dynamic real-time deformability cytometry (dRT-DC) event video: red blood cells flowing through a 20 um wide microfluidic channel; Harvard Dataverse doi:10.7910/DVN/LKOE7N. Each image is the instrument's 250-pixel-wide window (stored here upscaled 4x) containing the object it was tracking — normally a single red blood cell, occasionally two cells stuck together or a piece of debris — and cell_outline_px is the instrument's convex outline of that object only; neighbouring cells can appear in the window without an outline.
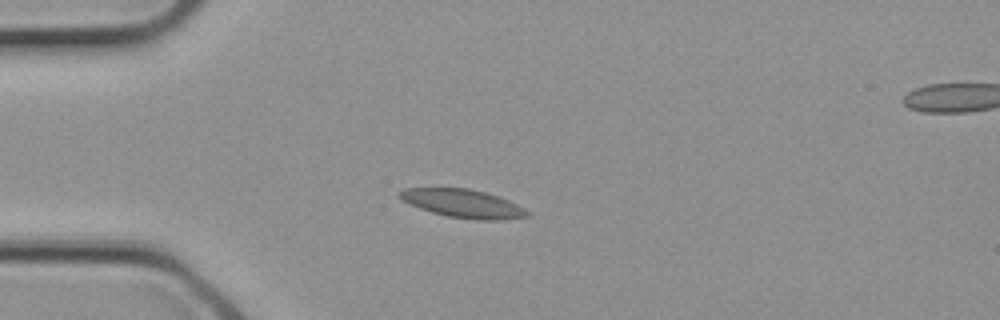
{"species": "common noctule bat (a hibernating species)", "species_latin": "Nyctalus noctula", "temperature_condition": "cold", "stored_images_in_passage": 4, "segment_of_instrument_passage": [1, 2], "camera_frame_rate_fps": 3000, "um_per_image_px": 0.085, "animal": {"sex": "female", "body_mass_g": 21.9}, "frame": {"image": 1, "passage_image": 3, "time_ms": 0.667, "image_size_px": [1000, 320], "cell_outline_px": [[532, 212], [528, 216], [504, 220], [476, 220], [448, 216], [432, 212], [420, 208], [400, 200], [396, 196], [396, 192], [404, 188], [468, 188], [484, 192], [508, 200]], "centroid_in_image_um": [39.32, 17.3], "position_along_channel_um": 45.7, "area_um2": 21.15}}